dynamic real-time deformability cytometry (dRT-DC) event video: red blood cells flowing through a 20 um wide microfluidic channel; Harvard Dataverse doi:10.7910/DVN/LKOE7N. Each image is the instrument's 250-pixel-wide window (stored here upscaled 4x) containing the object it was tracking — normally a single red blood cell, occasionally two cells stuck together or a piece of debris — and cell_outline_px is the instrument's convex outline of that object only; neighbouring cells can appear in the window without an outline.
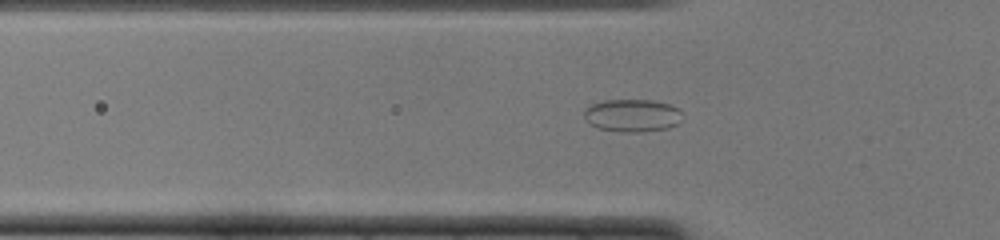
{"species": "common noctule bat (a hibernating species)", "species_latin": "Nyctalus noctula", "temperature_condition": "cold", "stored_images_in_passage": 41, "camera_frame_rate_fps": 3000, "um_per_image_px": 0.085, "animal": {"sex": "female", "body_mass_g": 22.0, "forearm_length_mm": 56.7}, "frame": {"image": 1, "passage_image": 7, "time_ms": 2.0, "image_size_px": [1000, 240], "cell_outline_px": [[684, 116], [676, 124], [668, 128], [640, 132], [620, 132], [596, 128], [584, 120], [584, 108], [592, 104], [604, 100], [652, 100], [668, 104], [680, 108], [684, 112]], "centroid_in_image_um": [53.74, 9.82], "position_along_channel_um": 72.1, "area_um2": 19.07}}
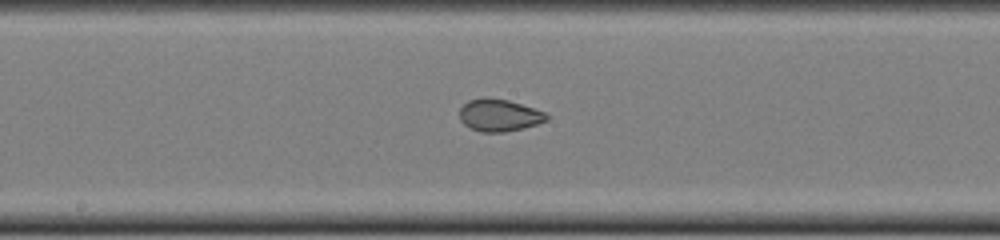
{"frame": {"image": 2, "passage_image": 17, "time_ms": 5.333, "image_size_px": [1000, 240], "cell_outline_px": [[548, 120], [524, 128], [504, 132], [480, 132], [464, 124], [460, 120], [460, 108], [468, 100], [484, 96], [488, 96], [508, 100], [544, 112], [548, 116]], "centroid_in_image_um": [42.4, 9.78], "position_along_channel_um": 205.8, "area_um2": 16.36}}
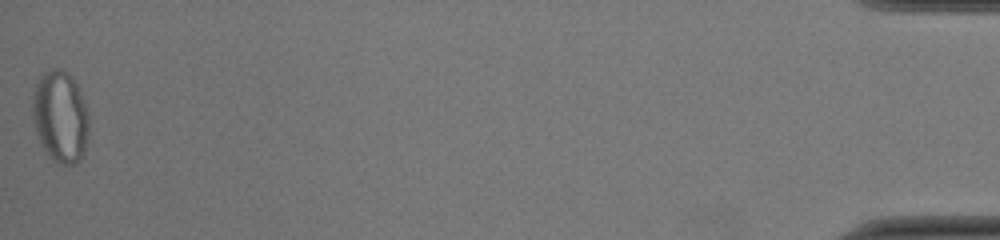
{"frame": {"image": 3, "passage_image": 41, "time_ms": 13.333, "image_size_px": [1000, 240], "cell_outline_px": [[88, 132], [84, 152], [80, 160], [76, 164], [60, 164], [52, 160], [48, 156], [36, 132], [32, 116], [32, 100], [36, 84], [40, 76], [44, 72], [56, 68], [60, 68], [68, 72], [72, 76], [84, 100], [88, 112]], "centroid_in_image_um": [5.13, 9.91], "position_along_channel_um": 430.1, "area_um2": 30.23}, "authors_computed_cell_mechanics": {"area_um2": 18.785, "velocity_mm_per_s": 4.0066, "shape_relaxation_time_tau1_ms": null, "shape_relaxation_time_tau2_ms": 1.2864, "deformation_change_tau1": null, "deformation_change_tau2": 0.0497}}